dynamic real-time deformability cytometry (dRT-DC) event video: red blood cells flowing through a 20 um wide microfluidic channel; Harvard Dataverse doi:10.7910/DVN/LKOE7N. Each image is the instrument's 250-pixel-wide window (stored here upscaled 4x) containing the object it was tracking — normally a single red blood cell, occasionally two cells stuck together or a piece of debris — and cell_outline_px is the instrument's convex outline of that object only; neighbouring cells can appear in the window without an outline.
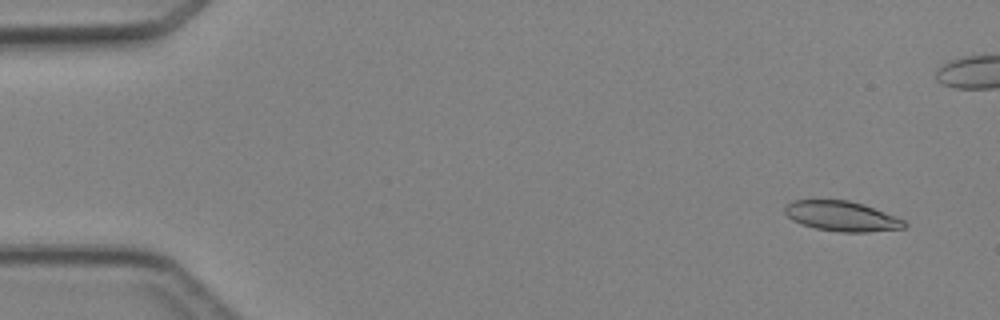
{"species": "Egyptian fruit bat (a non-hibernating species)", "species_latin": "Rousettus aegyptiacus", "temperature_condition": "cold", "stored_images_in_passage": 5, "camera_frame_rate_fps": 3000, "um_per_image_px": 0.085, "animal": {"sex": "female"}, "frame": {"image": 1, "passage_image": 1, "time_ms": 0.0, "image_size_px": [1000, 320], "cell_outline_px": [[908, 224], [904, 228], [868, 232], [840, 232], [816, 228], [800, 224], [792, 220], [784, 212], [784, 208], [792, 200], [848, 200], [864, 204], [904, 220]], "centroid_in_image_um": [71.54, 18.38], "position_along_channel_um": 13.5, "area_um2": 20.87}}